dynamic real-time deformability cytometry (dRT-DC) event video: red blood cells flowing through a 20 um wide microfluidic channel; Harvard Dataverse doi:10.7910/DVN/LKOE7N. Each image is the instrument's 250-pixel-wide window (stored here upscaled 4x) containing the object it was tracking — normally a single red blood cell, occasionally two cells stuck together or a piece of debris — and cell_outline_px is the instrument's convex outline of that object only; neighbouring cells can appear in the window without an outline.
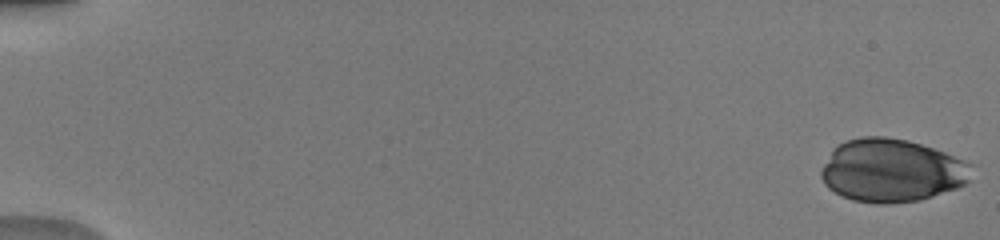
{"species": "human", "species_latin": "Homo sapiens", "temperature_condition": "warm", "stored_images_in_passage": 51, "camera_frame_rate_fps": 3000, "um_per_image_px": 0.085, "donor": {"sex": "male"}, "frame": {"image": 1, "passage_image": 1, "time_ms": 0.0, "image_size_px": [1000, 240], "cell_outline_px": [[972, 164], [968, 180], [964, 184], [956, 188], [920, 200], [888, 204], [876, 204], [852, 200], [828, 188], [824, 184], [820, 176], [820, 172], [832, 148], [848, 140], [860, 136], [884, 136], [908, 140], [944, 152], [964, 160]], "centroid_in_image_um": [75.76, 14.49], "position_along_channel_um": 9.2, "area_um2": 55.2}}
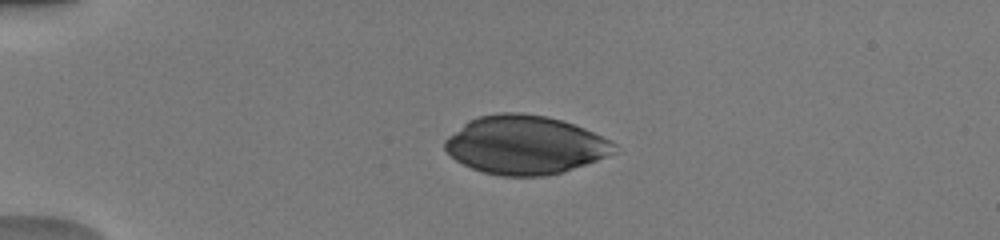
{"frame": {"image": 2, "passage_image": 13, "time_ms": 4.0, "image_size_px": [1000, 240], "cell_outline_px": [[620, 152], [564, 172], [544, 176], [500, 176], [484, 172], [472, 168], [456, 160], [444, 148], [444, 140], [448, 136], [468, 120], [480, 116], [500, 112], [520, 112], [548, 116], [584, 128], [612, 140], [616, 144]], "centroid_in_image_um": [44.68, 12.32], "position_along_channel_um": 40.3, "area_um2": 58.15}}
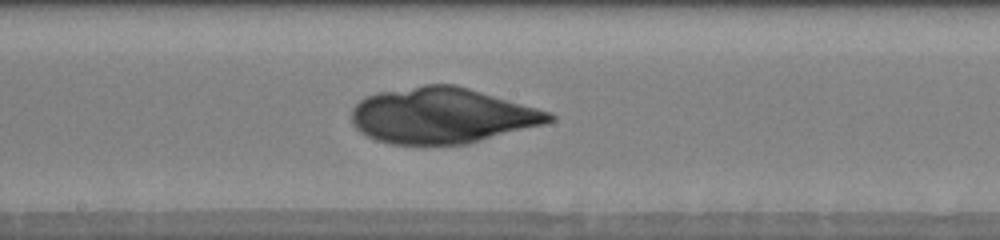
{"frame": {"image": 3, "passage_image": 29, "time_ms": 9.333, "image_size_px": [1000, 240], "cell_outline_px": [[556, 120], [544, 124], [468, 144], [388, 144], [376, 140], [360, 132], [352, 124], [352, 108], [364, 96], [380, 92], [424, 84], [456, 84], [552, 112], [556, 116]], "centroid_in_image_um": [37.59, 9.82], "position_along_channel_um": 210.6, "area_um2": 64.45}}